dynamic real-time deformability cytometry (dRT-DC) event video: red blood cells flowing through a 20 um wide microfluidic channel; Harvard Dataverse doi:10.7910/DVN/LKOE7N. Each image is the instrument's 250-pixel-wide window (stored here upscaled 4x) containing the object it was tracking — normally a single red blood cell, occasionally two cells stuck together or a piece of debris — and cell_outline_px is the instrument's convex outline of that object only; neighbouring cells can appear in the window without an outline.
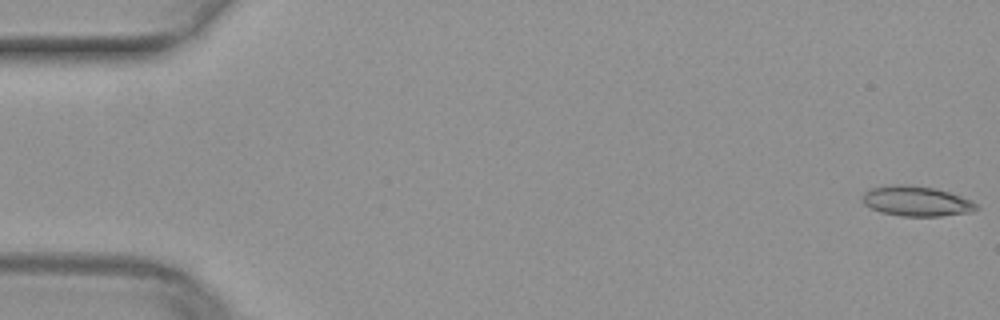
{"species": "common noctule bat (a hibernating species)", "species_latin": "Nyctalus noctula", "temperature_condition": "warm", "stored_images_in_passage": 51, "camera_frame_rate_fps": 3000, "um_per_image_px": 0.085, "animal": {"sex": "female", "body_mass_g": 29.2, "forearm_length_mm": 56.3}, "frame": {"image": 1, "passage_image": 1, "time_ms": 0.0, "image_size_px": [1000, 320], "cell_outline_px": [[980, 208], [972, 212], [940, 216], [900, 216], [880, 212], [868, 208], [860, 200], [860, 196], [868, 188], [892, 184], [912, 184], [936, 188], [972, 200]], "centroid_in_image_um": [77.83, 17.08], "position_along_channel_um": 7.2, "area_um2": 20.52}}
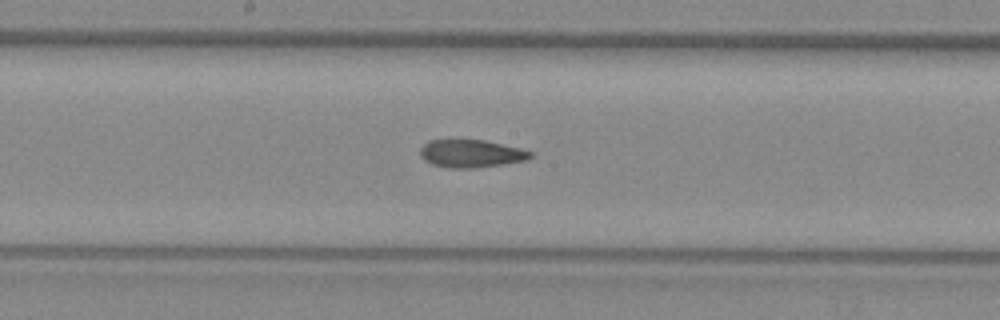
{"frame": {"image": 2, "passage_image": 27, "time_ms": 8.667, "image_size_px": [1000, 320], "cell_outline_px": [[532, 156], [528, 160], [504, 164], [472, 168], [448, 168], [432, 164], [424, 160], [420, 156], [420, 148], [428, 140], [484, 140], [520, 148], [532, 152]], "centroid_in_image_um": [40.03, 13.06], "position_along_channel_um": 208.2, "area_um2": 17.86}}
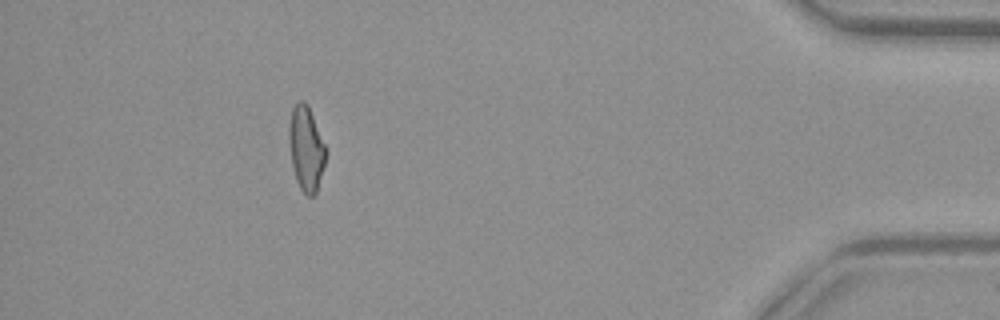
{"frame": {"image": 3, "passage_image": 46, "time_ms": 15.0, "image_size_px": [1000, 320], "cell_outline_px": [[328, 152], [316, 192], [312, 196], [308, 196], [300, 188], [296, 180], [292, 168], [288, 140], [288, 128], [292, 108], [300, 100], [304, 100], [308, 104]], "centroid_in_image_um": [26.01, 12.6], "position_along_channel_um": 409.2, "area_um2": 18.32}}